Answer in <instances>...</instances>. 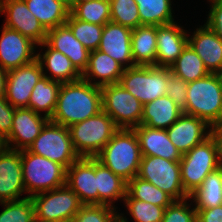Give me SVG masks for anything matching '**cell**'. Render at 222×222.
I'll list each match as a JSON object with an SVG mask.
<instances>
[{
    "mask_svg": "<svg viewBox=\"0 0 222 222\" xmlns=\"http://www.w3.org/2000/svg\"><path fill=\"white\" fill-rule=\"evenodd\" d=\"M135 2L138 5L141 25L160 26L177 21L174 12L177 8L173 0H135Z\"/></svg>",
    "mask_w": 222,
    "mask_h": 222,
    "instance_id": "f546056e",
    "label": "cell"
},
{
    "mask_svg": "<svg viewBox=\"0 0 222 222\" xmlns=\"http://www.w3.org/2000/svg\"><path fill=\"white\" fill-rule=\"evenodd\" d=\"M67 169L80 156L74 149L69 129L49 120L27 149Z\"/></svg>",
    "mask_w": 222,
    "mask_h": 222,
    "instance_id": "ba28073f",
    "label": "cell"
},
{
    "mask_svg": "<svg viewBox=\"0 0 222 222\" xmlns=\"http://www.w3.org/2000/svg\"><path fill=\"white\" fill-rule=\"evenodd\" d=\"M162 222H197V211L191 198L174 200L166 207Z\"/></svg>",
    "mask_w": 222,
    "mask_h": 222,
    "instance_id": "60d3db41",
    "label": "cell"
},
{
    "mask_svg": "<svg viewBox=\"0 0 222 222\" xmlns=\"http://www.w3.org/2000/svg\"><path fill=\"white\" fill-rule=\"evenodd\" d=\"M42 77L44 74L37 58L9 70L6 78L5 99L14 108H28L31 92Z\"/></svg>",
    "mask_w": 222,
    "mask_h": 222,
    "instance_id": "7c38bea8",
    "label": "cell"
},
{
    "mask_svg": "<svg viewBox=\"0 0 222 222\" xmlns=\"http://www.w3.org/2000/svg\"><path fill=\"white\" fill-rule=\"evenodd\" d=\"M7 72L0 67V97L5 96Z\"/></svg>",
    "mask_w": 222,
    "mask_h": 222,
    "instance_id": "bcb514c9",
    "label": "cell"
},
{
    "mask_svg": "<svg viewBox=\"0 0 222 222\" xmlns=\"http://www.w3.org/2000/svg\"><path fill=\"white\" fill-rule=\"evenodd\" d=\"M171 70L159 66H134L124 69L120 84L143 105L166 95Z\"/></svg>",
    "mask_w": 222,
    "mask_h": 222,
    "instance_id": "52a82bcc",
    "label": "cell"
},
{
    "mask_svg": "<svg viewBox=\"0 0 222 222\" xmlns=\"http://www.w3.org/2000/svg\"><path fill=\"white\" fill-rule=\"evenodd\" d=\"M75 151L80 157L95 158L119 130L103 110L68 127Z\"/></svg>",
    "mask_w": 222,
    "mask_h": 222,
    "instance_id": "5b68a950",
    "label": "cell"
},
{
    "mask_svg": "<svg viewBox=\"0 0 222 222\" xmlns=\"http://www.w3.org/2000/svg\"><path fill=\"white\" fill-rule=\"evenodd\" d=\"M215 74L217 75L220 85L222 86V67Z\"/></svg>",
    "mask_w": 222,
    "mask_h": 222,
    "instance_id": "f907efd6",
    "label": "cell"
},
{
    "mask_svg": "<svg viewBox=\"0 0 222 222\" xmlns=\"http://www.w3.org/2000/svg\"><path fill=\"white\" fill-rule=\"evenodd\" d=\"M15 108L11 106L5 96L0 97V132L8 136L12 129Z\"/></svg>",
    "mask_w": 222,
    "mask_h": 222,
    "instance_id": "ee69618b",
    "label": "cell"
},
{
    "mask_svg": "<svg viewBox=\"0 0 222 222\" xmlns=\"http://www.w3.org/2000/svg\"><path fill=\"white\" fill-rule=\"evenodd\" d=\"M199 24V25H198ZM188 28V44L198 54L210 73L222 67V39L205 23Z\"/></svg>",
    "mask_w": 222,
    "mask_h": 222,
    "instance_id": "ffe728a7",
    "label": "cell"
},
{
    "mask_svg": "<svg viewBox=\"0 0 222 222\" xmlns=\"http://www.w3.org/2000/svg\"><path fill=\"white\" fill-rule=\"evenodd\" d=\"M25 192L28 197L66 185V169L48 158L21 150Z\"/></svg>",
    "mask_w": 222,
    "mask_h": 222,
    "instance_id": "8992f818",
    "label": "cell"
},
{
    "mask_svg": "<svg viewBox=\"0 0 222 222\" xmlns=\"http://www.w3.org/2000/svg\"><path fill=\"white\" fill-rule=\"evenodd\" d=\"M33 222H53V221H45V220H41L35 217Z\"/></svg>",
    "mask_w": 222,
    "mask_h": 222,
    "instance_id": "f5cc1de1",
    "label": "cell"
},
{
    "mask_svg": "<svg viewBox=\"0 0 222 222\" xmlns=\"http://www.w3.org/2000/svg\"><path fill=\"white\" fill-rule=\"evenodd\" d=\"M114 222H122L119 218H117Z\"/></svg>",
    "mask_w": 222,
    "mask_h": 222,
    "instance_id": "db71d44e",
    "label": "cell"
},
{
    "mask_svg": "<svg viewBox=\"0 0 222 222\" xmlns=\"http://www.w3.org/2000/svg\"><path fill=\"white\" fill-rule=\"evenodd\" d=\"M102 111V92L99 86L83 79L62 83L57 104L50 120L67 128Z\"/></svg>",
    "mask_w": 222,
    "mask_h": 222,
    "instance_id": "6da1fadb",
    "label": "cell"
},
{
    "mask_svg": "<svg viewBox=\"0 0 222 222\" xmlns=\"http://www.w3.org/2000/svg\"><path fill=\"white\" fill-rule=\"evenodd\" d=\"M137 177L160 188L174 200H183L190 196L181 182L180 161L142 156Z\"/></svg>",
    "mask_w": 222,
    "mask_h": 222,
    "instance_id": "30bf717a",
    "label": "cell"
},
{
    "mask_svg": "<svg viewBox=\"0 0 222 222\" xmlns=\"http://www.w3.org/2000/svg\"><path fill=\"white\" fill-rule=\"evenodd\" d=\"M111 22L130 29L141 26L138 5L135 0H109Z\"/></svg>",
    "mask_w": 222,
    "mask_h": 222,
    "instance_id": "f35d334b",
    "label": "cell"
},
{
    "mask_svg": "<svg viewBox=\"0 0 222 222\" xmlns=\"http://www.w3.org/2000/svg\"><path fill=\"white\" fill-rule=\"evenodd\" d=\"M187 82L178 78L173 73L168 76L166 95L170 97L182 110L187 101Z\"/></svg>",
    "mask_w": 222,
    "mask_h": 222,
    "instance_id": "b9f144b4",
    "label": "cell"
},
{
    "mask_svg": "<svg viewBox=\"0 0 222 222\" xmlns=\"http://www.w3.org/2000/svg\"><path fill=\"white\" fill-rule=\"evenodd\" d=\"M189 197L196 211L222 205V166L209 173L202 184Z\"/></svg>",
    "mask_w": 222,
    "mask_h": 222,
    "instance_id": "1f68e13d",
    "label": "cell"
},
{
    "mask_svg": "<svg viewBox=\"0 0 222 222\" xmlns=\"http://www.w3.org/2000/svg\"><path fill=\"white\" fill-rule=\"evenodd\" d=\"M0 222H33L35 207L31 197L0 202Z\"/></svg>",
    "mask_w": 222,
    "mask_h": 222,
    "instance_id": "74e56055",
    "label": "cell"
},
{
    "mask_svg": "<svg viewBox=\"0 0 222 222\" xmlns=\"http://www.w3.org/2000/svg\"><path fill=\"white\" fill-rule=\"evenodd\" d=\"M183 113L203 119L213 128L222 124V86L215 73L187 84Z\"/></svg>",
    "mask_w": 222,
    "mask_h": 222,
    "instance_id": "3957f363",
    "label": "cell"
},
{
    "mask_svg": "<svg viewBox=\"0 0 222 222\" xmlns=\"http://www.w3.org/2000/svg\"><path fill=\"white\" fill-rule=\"evenodd\" d=\"M209 11L203 22L222 39V0H206Z\"/></svg>",
    "mask_w": 222,
    "mask_h": 222,
    "instance_id": "7bdbcfd3",
    "label": "cell"
},
{
    "mask_svg": "<svg viewBox=\"0 0 222 222\" xmlns=\"http://www.w3.org/2000/svg\"><path fill=\"white\" fill-rule=\"evenodd\" d=\"M127 193L133 199L165 208L174 201L166 192L137 176L127 183Z\"/></svg>",
    "mask_w": 222,
    "mask_h": 222,
    "instance_id": "e575fe53",
    "label": "cell"
},
{
    "mask_svg": "<svg viewBox=\"0 0 222 222\" xmlns=\"http://www.w3.org/2000/svg\"><path fill=\"white\" fill-rule=\"evenodd\" d=\"M131 34L132 29L110 21L103 27L98 50L107 53L125 69L134 67Z\"/></svg>",
    "mask_w": 222,
    "mask_h": 222,
    "instance_id": "44dd1931",
    "label": "cell"
},
{
    "mask_svg": "<svg viewBox=\"0 0 222 222\" xmlns=\"http://www.w3.org/2000/svg\"><path fill=\"white\" fill-rule=\"evenodd\" d=\"M197 222H222V205L198 209Z\"/></svg>",
    "mask_w": 222,
    "mask_h": 222,
    "instance_id": "f6af8a7d",
    "label": "cell"
},
{
    "mask_svg": "<svg viewBox=\"0 0 222 222\" xmlns=\"http://www.w3.org/2000/svg\"><path fill=\"white\" fill-rule=\"evenodd\" d=\"M61 82L42 77L34 86L28 108L49 119L52 117L58 98Z\"/></svg>",
    "mask_w": 222,
    "mask_h": 222,
    "instance_id": "4dcf8cb0",
    "label": "cell"
},
{
    "mask_svg": "<svg viewBox=\"0 0 222 222\" xmlns=\"http://www.w3.org/2000/svg\"><path fill=\"white\" fill-rule=\"evenodd\" d=\"M182 24L181 19H178L173 23L157 26L156 66L170 68L182 54L188 44V30Z\"/></svg>",
    "mask_w": 222,
    "mask_h": 222,
    "instance_id": "d6986e66",
    "label": "cell"
},
{
    "mask_svg": "<svg viewBox=\"0 0 222 222\" xmlns=\"http://www.w3.org/2000/svg\"><path fill=\"white\" fill-rule=\"evenodd\" d=\"M31 198L34 203L36 218L45 221H73L76 213L83 205L77 194L67 185L35 194Z\"/></svg>",
    "mask_w": 222,
    "mask_h": 222,
    "instance_id": "8fae6325",
    "label": "cell"
},
{
    "mask_svg": "<svg viewBox=\"0 0 222 222\" xmlns=\"http://www.w3.org/2000/svg\"><path fill=\"white\" fill-rule=\"evenodd\" d=\"M66 185L83 205L98 204L95 158L80 157L66 169Z\"/></svg>",
    "mask_w": 222,
    "mask_h": 222,
    "instance_id": "ac0fdd59",
    "label": "cell"
},
{
    "mask_svg": "<svg viewBox=\"0 0 222 222\" xmlns=\"http://www.w3.org/2000/svg\"><path fill=\"white\" fill-rule=\"evenodd\" d=\"M66 24L70 27L74 37L89 51L97 50L102 37L104 25L88 23L76 19L71 13Z\"/></svg>",
    "mask_w": 222,
    "mask_h": 222,
    "instance_id": "8d00e7d4",
    "label": "cell"
},
{
    "mask_svg": "<svg viewBox=\"0 0 222 222\" xmlns=\"http://www.w3.org/2000/svg\"><path fill=\"white\" fill-rule=\"evenodd\" d=\"M0 16L5 27L18 31L37 46L46 41L47 31L27 8L24 0H0Z\"/></svg>",
    "mask_w": 222,
    "mask_h": 222,
    "instance_id": "4fadbf2b",
    "label": "cell"
},
{
    "mask_svg": "<svg viewBox=\"0 0 222 222\" xmlns=\"http://www.w3.org/2000/svg\"><path fill=\"white\" fill-rule=\"evenodd\" d=\"M171 73L189 83L210 74L202 59L189 44L170 67Z\"/></svg>",
    "mask_w": 222,
    "mask_h": 222,
    "instance_id": "836d02e7",
    "label": "cell"
},
{
    "mask_svg": "<svg viewBox=\"0 0 222 222\" xmlns=\"http://www.w3.org/2000/svg\"><path fill=\"white\" fill-rule=\"evenodd\" d=\"M221 166L219 142L212 134L182 155L180 174L184 190L190 195L202 184L209 173Z\"/></svg>",
    "mask_w": 222,
    "mask_h": 222,
    "instance_id": "277c9868",
    "label": "cell"
},
{
    "mask_svg": "<svg viewBox=\"0 0 222 222\" xmlns=\"http://www.w3.org/2000/svg\"><path fill=\"white\" fill-rule=\"evenodd\" d=\"M213 134L217 137L220 147V160L222 164V124L213 128Z\"/></svg>",
    "mask_w": 222,
    "mask_h": 222,
    "instance_id": "7dc6e473",
    "label": "cell"
},
{
    "mask_svg": "<svg viewBox=\"0 0 222 222\" xmlns=\"http://www.w3.org/2000/svg\"><path fill=\"white\" fill-rule=\"evenodd\" d=\"M168 137L181 155L213 134V127L198 117L183 113L168 129Z\"/></svg>",
    "mask_w": 222,
    "mask_h": 222,
    "instance_id": "9a60e30c",
    "label": "cell"
},
{
    "mask_svg": "<svg viewBox=\"0 0 222 222\" xmlns=\"http://www.w3.org/2000/svg\"><path fill=\"white\" fill-rule=\"evenodd\" d=\"M65 4L71 10V0H58Z\"/></svg>",
    "mask_w": 222,
    "mask_h": 222,
    "instance_id": "816d5d0a",
    "label": "cell"
},
{
    "mask_svg": "<svg viewBox=\"0 0 222 222\" xmlns=\"http://www.w3.org/2000/svg\"><path fill=\"white\" fill-rule=\"evenodd\" d=\"M118 218V209L109 205H82L73 222H114Z\"/></svg>",
    "mask_w": 222,
    "mask_h": 222,
    "instance_id": "ab89813d",
    "label": "cell"
},
{
    "mask_svg": "<svg viewBox=\"0 0 222 222\" xmlns=\"http://www.w3.org/2000/svg\"><path fill=\"white\" fill-rule=\"evenodd\" d=\"M138 138L142 156H156L169 161H180L182 155L170 141L165 129L139 125L133 128Z\"/></svg>",
    "mask_w": 222,
    "mask_h": 222,
    "instance_id": "cb8c5ba5",
    "label": "cell"
},
{
    "mask_svg": "<svg viewBox=\"0 0 222 222\" xmlns=\"http://www.w3.org/2000/svg\"><path fill=\"white\" fill-rule=\"evenodd\" d=\"M182 114L183 110L170 97L165 95L143 105L141 124L166 130Z\"/></svg>",
    "mask_w": 222,
    "mask_h": 222,
    "instance_id": "4316f807",
    "label": "cell"
},
{
    "mask_svg": "<svg viewBox=\"0 0 222 222\" xmlns=\"http://www.w3.org/2000/svg\"><path fill=\"white\" fill-rule=\"evenodd\" d=\"M70 13L84 22L105 25L111 21L110 1L94 0L76 4Z\"/></svg>",
    "mask_w": 222,
    "mask_h": 222,
    "instance_id": "d590c367",
    "label": "cell"
},
{
    "mask_svg": "<svg viewBox=\"0 0 222 222\" xmlns=\"http://www.w3.org/2000/svg\"><path fill=\"white\" fill-rule=\"evenodd\" d=\"M124 67L107 53L100 50L90 51L88 65L82 73V79L102 87L120 82Z\"/></svg>",
    "mask_w": 222,
    "mask_h": 222,
    "instance_id": "d4e9b609",
    "label": "cell"
},
{
    "mask_svg": "<svg viewBox=\"0 0 222 222\" xmlns=\"http://www.w3.org/2000/svg\"><path fill=\"white\" fill-rule=\"evenodd\" d=\"M9 148L7 138L0 132V154Z\"/></svg>",
    "mask_w": 222,
    "mask_h": 222,
    "instance_id": "c3c4849f",
    "label": "cell"
},
{
    "mask_svg": "<svg viewBox=\"0 0 222 222\" xmlns=\"http://www.w3.org/2000/svg\"><path fill=\"white\" fill-rule=\"evenodd\" d=\"M24 1L46 31L65 24L70 14V9L58 0Z\"/></svg>",
    "mask_w": 222,
    "mask_h": 222,
    "instance_id": "f1b7e54d",
    "label": "cell"
},
{
    "mask_svg": "<svg viewBox=\"0 0 222 222\" xmlns=\"http://www.w3.org/2000/svg\"><path fill=\"white\" fill-rule=\"evenodd\" d=\"M49 120L48 117L30 108H15L12 129L6 137L9 148L28 149Z\"/></svg>",
    "mask_w": 222,
    "mask_h": 222,
    "instance_id": "2e32d148",
    "label": "cell"
},
{
    "mask_svg": "<svg viewBox=\"0 0 222 222\" xmlns=\"http://www.w3.org/2000/svg\"><path fill=\"white\" fill-rule=\"evenodd\" d=\"M26 197L28 196L23 182L21 150L8 148L0 154V202Z\"/></svg>",
    "mask_w": 222,
    "mask_h": 222,
    "instance_id": "e0dca14e",
    "label": "cell"
},
{
    "mask_svg": "<svg viewBox=\"0 0 222 222\" xmlns=\"http://www.w3.org/2000/svg\"><path fill=\"white\" fill-rule=\"evenodd\" d=\"M96 188L98 204L109 205L118 209V201L123 202L127 193V182L115 175L109 168L95 158ZM116 203V204H115Z\"/></svg>",
    "mask_w": 222,
    "mask_h": 222,
    "instance_id": "484cf974",
    "label": "cell"
},
{
    "mask_svg": "<svg viewBox=\"0 0 222 222\" xmlns=\"http://www.w3.org/2000/svg\"><path fill=\"white\" fill-rule=\"evenodd\" d=\"M46 42L53 49L65 54L81 74L85 71L90 51L74 37L66 23L48 30Z\"/></svg>",
    "mask_w": 222,
    "mask_h": 222,
    "instance_id": "603a6c76",
    "label": "cell"
},
{
    "mask_svg": "<svg viewBox=\"0 0 222 222\" xmlns=\"http://www.w3.org/2000/svg\"><path fill=\"white\" fill-rule=\"evenodd\" d=\"M87 1H94V0H71V9L79 3L87 2Z\"/></svg>",
    "mask_w": 222,
    "mask_h": 222,
    "instance_id": "681fc988",
    "label": "cell"
},
{
    "mask_svg": "<svg viewBox=\"0 0 222 222\" xmlns=\"http://www.w3.org/2000/svg\"><path fill=\"white\" fill-rule=\"evenodd\" d=\"M157 26L141 25L132 30L134 66H156Z\"/></svg>",
    "mask_w": 222,
    "mask_h": 222,
    "instance_id": "83f0119b",
    "label": "cell"
},
{
    "mask_svg": "<svg viewBox=\"0 0 222 222\" xmlns=\"http://www.w3.org/2000/svg\"><path fill=\"white\" fill-rule=\"evenodd\" d=\"M0 67L6 71L18 68L36 59L37 45L4 25L0 28Z\"/></svg>",
    "mask_w": 222,
    "mask_h": 222,
    "instance_id": "5bb4252c",
    "label": "cell"
},
{
    "mask_svg": "<svg viewBox=\"0 0 222 222\" xmlns=\"http://www.w3.org/2000/svg\"><path fill=\"white\" fill-rule=\"evenodd\" d=\"M45 77L61 83L82 79V74L63 53L53 49L46 41L37 46V56Z\"/></svg>",
    "mask_w": 222,
    "mask_h": 222,
    "instance_id": "7402d4cb",
    "label": "cell"
},
{
    "mask_svg": "<svg viewBox=\"0 0 222 222\" xmlns=\"http://www.w3.org/2000/svg\"><path fill=\"white\" fill-rule=\"evenodd\" d=\"M122 203V208L126 210V212L125 210L121 212L120 207L118 208V218L122 222H162L166 209L165 207L133 199L128 193H126Z\"/></svg>",
    "mask_w": 222,
    "mask_h": 222,
    "instance_id": "d6a6232c",
    "label": "cell"
},
{
    "mask_svg": "<svg viewBox=\"0 0 222 222\" xmlns=\"http://www.w3.org/2000/svg\"><path fill=\"white\" fill-rule=\"evenodd\" d=\"M127 183L137 176L142 153L133 129H119L95 157Z\"/></svg>",
    "mask_w": 222,
    "mask_h": 222,
    "instance_id": "7a4b0ae2",
    "label": "cell"
},
{
    "mask_svg": "<svg viewBox=\"0 0 222 222\" xmlns=\"http://www.w3.org/2000/svg\"><path fill=\"white\" fill-rule=\"evenodd\" d=\"M102 110L108 114L119 129H133L141 125L143 104L120 83L104 85Z\"/></svg>",
    "mask_w": 222,
    "mask_h": 222,
    "instance_id": "9c48e42d",
    "label": "cell"
}]
</instances>
